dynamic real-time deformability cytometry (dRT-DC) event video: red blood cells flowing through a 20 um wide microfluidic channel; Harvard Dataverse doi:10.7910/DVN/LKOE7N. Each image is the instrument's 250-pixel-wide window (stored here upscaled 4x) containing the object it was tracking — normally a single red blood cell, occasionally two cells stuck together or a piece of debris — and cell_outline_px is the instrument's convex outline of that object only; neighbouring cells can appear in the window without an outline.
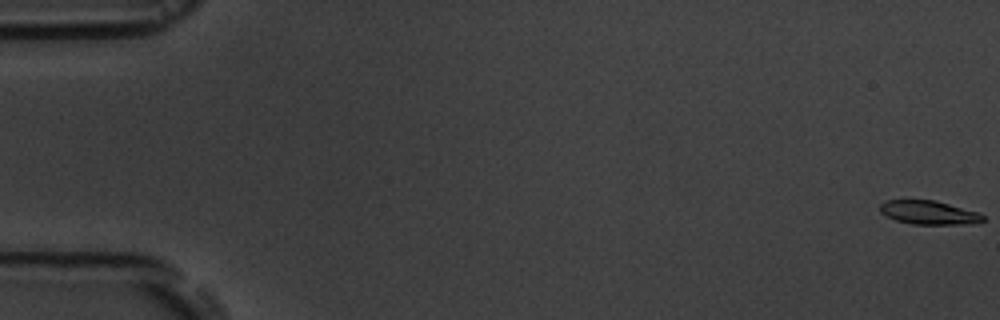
{"species": "common noctule bat (a hibernating species)", "species_latin": "Nyctalus noctula", "temperature_condition": "room temperature", "stored_images_in_passage": 6, "segment_of_instrument_passage": [2, 2], "camera_frame_rate_fps": 3000, "um_per_image_px": 0.085, "animal": {"sex": "male", "body_mass_g": 19.5, "forearm_length_mm": 54.6}, "frame": {"image": 1, "passage_image": 6, "time_ms": 5.667, "image_size_px": [1000, 320], "cell_outline_px": [[984, 220], [960, 224], [912, 224], [896, 220], [880, 212], [880, 204], [884, 200], [932, 200], [948, 204], [976, 212], [984, 216]], "centroid_in_image_um": [78.87, 18.06], "position_along_channel_um": 6.1, "area_um2": 13.81}}